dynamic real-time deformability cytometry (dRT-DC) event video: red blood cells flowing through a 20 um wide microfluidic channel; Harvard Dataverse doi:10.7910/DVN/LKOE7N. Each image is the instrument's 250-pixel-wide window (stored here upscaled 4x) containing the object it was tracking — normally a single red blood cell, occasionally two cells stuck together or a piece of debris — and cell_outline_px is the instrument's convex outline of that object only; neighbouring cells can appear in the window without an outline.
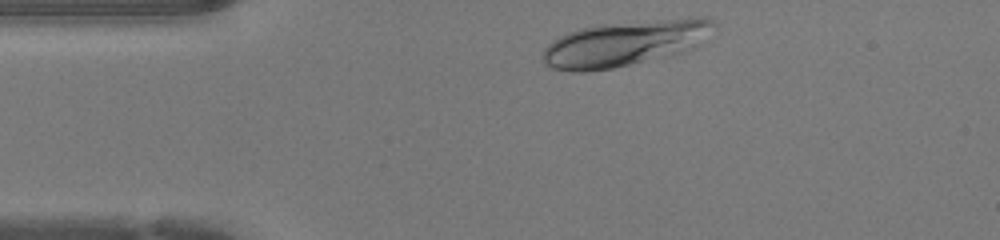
{"species": "human", "species_latin": "Homo sapiens", "temperature_condition": "warm", "stored_images_in_passage": 32, "camera_frame_rate_fps": 3000, "um_per_image_px": 0.085, "donor": {"sex": "female"}, "frame": {"image": 1, "passage_image": 2, "time_ms": 0.333, "image_size_px": [1000, 240], "cell_outline_px": [[716, 24], [676, 44], [640, 60], [628, 64], [612, 68], [584, 72], [576, 72], [552, 68], [544, 60], [544, 48], [552, 40], [568, 32], [580, 28], [600, 24], [700, 16], [712, 20]], "centroid_in_image_um": [52.63, 3.64], "position_along_channel_um": 32.4, "area_um2": 40.81}}
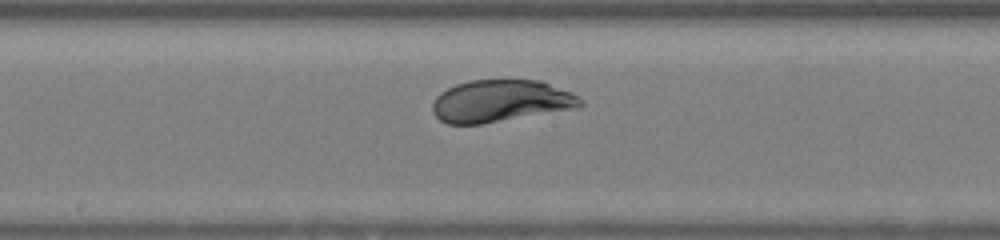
{"frame": {"image": 2, "passage_image": 17, "time_ms": 5.333, "image_size_px": [1000, 240], "cell_outline_px": [[584, 104], [576, 108], [480, 124], [448, 124], [440, 120], [432, 112], [432, 104], [436, 96], [440, 92], [456, 84], [468, 80], [540, 80], [568, 92], [576, 96]], "centroid_in_image_um": [42.48, 8.58], "position_along_channel_um": 205.7, "area_um2": 35.89}}
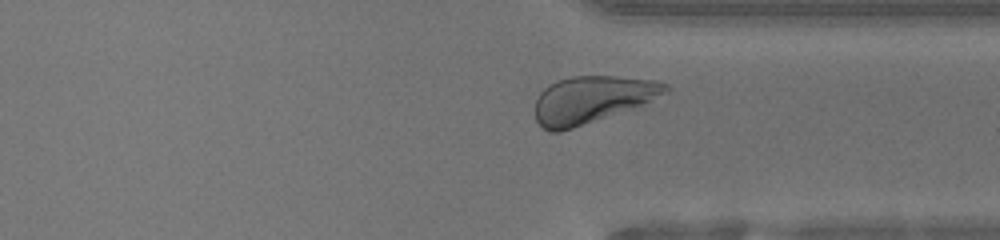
{"frame": {"image": 3, "passage_image": 28, "time_ms": 9.0, "image_size_px": [1000, 240], "cell_outline_px": [[668, 88], [644, 104], [560, 132], [548, 132], [536, 120], [536, 100], [540, 92], [544, 88], [556, 80], [572, 76], [616, 76], [656, 80], [668, 84]], "centroid_in_image_um": [50.26, 8.45], "position_along_channel_um": 361.1, "area_um2": 35.14}, "authors_computed_cell_mechanics": {"area_um2": 36.3562, "velocity_mm_per_s": 4.2359, "shape_relaxation_time_tau1_ms": 2.0438, "shape_relaxation_time_tau2_ms": null, "deformation_change_tau1": 0.128, "deformation_change_tau2": null}}